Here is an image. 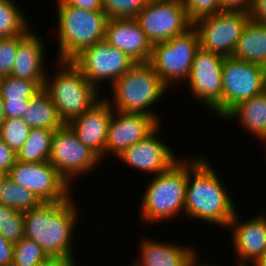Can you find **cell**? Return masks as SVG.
<instances>
[{"label":"cell","instance_id":"6da1fadb","mask_svg":"<svg viewBox=\"0 0 266 266\" xmlns=\"http://www.w3.org/2000/svg\"><path fill=\"white\" fill-rule=\"evenodd\" d=\"M214 169L205 157L188 159L185 216L225 228L237 209Z\"/></svg>","mask_w":266,"mask_h":266},{"label":"cell","instance_id":"7a4b0ae2","mask_svg":"<svg viewBox=\"0 0 266 266\" xmlns=\"http://www.w3.org/2000/svg\"><path fill=\"white\" fill-rule=\"evenodd\" d=\"M73 199L42 202L24 213V237L31 239L49 258H74L72 241L79 219Z\"/></svg>","mask_w":266,"mask_h":266},{"label":"cell","instance_id":"3957f363","mask_svg":"<svg viewBox=\"0 0 266 266\" xmlns=\"http://www.w3.org/2000/svg\"><path fill=\"white\" fill-rule=\"evenodd\" d=\"M153 177L141 197L142 221L152 224L166 222L185 214L188 158L179 159L167 171Z\"/></svg>","mask_w":266,"mask_h":266},{"label":"cell","instance_id":"277c9868","mask_svg":"<svg viewBox=\"0 0 266 266\" xmlns=\"http://www.w3.org/2000/svg\"><path fill=\"white\" fill-rule=\"evenodd\" d=\"M111 86L113 92L111 98L114 99L112 101L108 96L106 99L113 110L146 114L161 123V119H158L160 117H157L156 112L150 106L157 103L158 98L163 97L169 88L149 63L134 64Z\"/></svg>","mask_w":266,"mask_h":266},{"label":"cell","instance_id":"5b68a950","mask_svg":"<svg viewBox=\"0 0 266 266\" xmlns=\"http://www.w3.org/2000/svg\"><path fill=\"white\" fill-rule=\"evenodd\" d=\"M56 64L58 71L52 74L53 78L47 74L43 89L56 106L60 119L68 124L101 99L100 90L71 61L57 60Z\"/></svg>","mask_w":266,"mask_h":266},{"label":"cell","instance_id":"8992f818","mask_svg":"<svg viewBox=\"0 0 266 266\" xmlns=\"http://www.w3.org/2000/svg\"><path fill=\"white\" fill-rule=\"evenodd\" d=\"M57 60L71 61L78 53L104 40L108 16L104 11H91L70 5H58Z\"/></svg>","mask_w":266,"mask_h":266},{"label":"cell","instance_id":"52a82bcc","mask_svg":"<svg viewBox=\"0 0 266 266\" xmlns=\"http://www.w3.org/2000/svg\"><path fill=\"white\" fill-rule=\"evenodd\" d=\"M199 48V35L192 26L185 33L171 40L153 44L149 64L163 83L171 89L170 86L172 83L174 86V82L185 81L187 83L195 54Z\"/></svg>","mask_w":266,"mask_h":266},{"label":"cell","instance_id":"ba28073f","mask_svg":"<svg viewBox=\"0 0 266 266\" xmlns=\"http://www.w3.org/2000/svg\"><path fill=\"white\" fill-rule=\"evenodd\" d=\"M266 90V70L247 61L226 57L222 66V118L239 103Z\"/></svg>","mask_w":266,"mask_h":266},{"label":"cell","instance_id":"9c48e42d","mask_svg":"<svg viewBox=\"0 0 266 266\" xmlns=\"http://www.w3.org/2000/svg\"><path fill=\"white\" fill-rule=\"evenodd\" d=\"M48 161L70 185H73L75 178L88 174L102 162L93 150L78 139L68 124L54 131Z\"/></svg>","mask_w":266,"mask_h":266},{"label":"cell","instance_id":"30bf717a","mask_svg":"<svg viewBox=\"0 0 266 266\" xmlns=\"http://www.w3.org/2000/svg\"><path fill=\"white\" fill-rule=\"evenodd\" d=\"M135 20L152 45L171 40L193 26L182 0H150Z\"/></svg>","mask_w":266,"mask_h":266},{"label":"cell","instance_id":"8fae6325","mask_svg":"<svg viewBox=\"0 0 266 266\" xmlns=\"http://www.w3.org/2000/svg\"><path fill=\"white\" fill-rule=\"evenodd\" d=\"M250 14L219 12L198 19L193 27L199 35L200 48L224 58L232 57Z\"/></svg>","mask_w":266,"mask_h":266},{"label":"cell","instance_id":"7c38bea8","mask_svg":"<svg viewBox=\"0 0 266 266\" xmlns=\"http://www.w3.org/2000/svg\"><path fill=\"white\" fill-rule=\"evenodd\" d=\"M7 175L42 202H62L73 197L72 186L49 161L28 163L17 160Z\"/></svg>","mask_w":266,"mask_h":266},{"label":"cell","instance_id":"4fadbf2b","mask_svg":"<svg viewBox=\"0 0 266 266\" xmlns=\"http://www.w3.org/2000/svg\"><path fill=\"white\" fill-rule=\"evenodd\" d=\"M71 62L97 89L100 88L103 80L110 81L112 85L136 64L126 53L111 46L105 40L85 48Z\"/></svg>","mask_w":266,"mask_h":266},{"label":"cell","instance_id":"5bb4252c","mask_svg":"<svg viewBox=\"0 0 266 266\" xmlns=\"http://www.w3.org/2000/svg\"><path fill=\"white\" fill-rule=\"evenodd\" d=\"M223 60L224 57L199 48L188 78L194 98L220 117H222Z\"/></svg>","mask_w":266,"mask_h":266},{"label":"cell","instance_id":"9a60e30c","mask_svg":"<svg viewBox=\"0 0 266 266\" xmlns=\"http://www.w3.org/2000/svg\"><path fill=\"white\" fill-rule=\"evenodd\" d=\"M160 125L141 141L125 149L117 158L137 171L155 175L167 171L181 158L176 157L171 147L157 138Z\"/></svg>","mask_w":266,"mask_h":266},{"label":"cell","instance_id":"2e32d148","mask_svg":"<svg viewBox=\"0 0 266 266\" xmlns=\"http://www.w3.org/2000/svg\"><path fill=\"white\" fill-rule=\"evenodd\" d=\"M160 123L142 113L113 111L108 127L105 156L109 152L118 157L125 149L141 141Z\"/></svg>","mask_w":266,"mask_h":266},{"label":"cell","instance_id":"e0dca14e","mask_svg":"<svg viewBox=\"0 0 266 266\" xmlns=\"http://www.w3.org/2000/svg\"><path fill=\"white\" fill-rule=\"evenodd\" d=\"M236 212L226 229L232 232V244L237 257V266H250L266 253V216L259 214L248 220H240Z\"/></svg>","mask_w":266,"mask_h":266},{"label":"cell","instance_id":"ac0fdd59","mask_svg":"<svg viewBox=\"0 0 266 266\" xmlns=\"http://www.w3.org/2000/svg\"><path fill=\"white\" fill-rule=\"evenodd\" d=\"M104 40L136 63H149L152 43L135 18H108Z\"/></svg>","mask_w":266,"mask_h":266},{"label":"cell","instance_id":"d6986e66","mask_svg":"<svg viewBox=\"0 0 266 266\" xmlns=\"http://www.w3.org/2000/svg\"><path fill=\"white\" fill-rule=\"evenodd\" d=\"M113 111L111 104L102 97L87 112L68 123L78 139L93 150L101 160L105 158L108 127Z\"/></svg>","mask_w":266,"mask_h":266},{"label":"cell","instance_id":"ffe728a7","mask_svg":"<svg viewBox=\"0 0 266 266\" xmlns=\"http://www.w3.org/2000/svg\"><path fill=\"white\" fill-rule=\"evenodd\" d=\"M140 257L130 266H188L197 255L193 247L143 239L140 242Z\"/></svg>","mask_w":266,"mask_h":266},{"label":"cell","instance_id":"44dd1931","mask_svg":"<svg viewBox=\"0 0 266 266\" xmlns=\"http://www.w3.org/2000/svg\"><path fill=\"white\" fill-rule=\"evenodd\" d=\"M45 46L43 39L29 31L19 42L11 72L12 77L31 81H45L47 70L43 67Z\"/></svg>","mask_w":266,"mask_h":266},{"label":"cell","instance_id":"7402d4cb","mask_svg":"<svg viewBox=\"0 0 266 266\" xmlns=\"http://www.w3.org/2000/svg\"><path fill=\"white\" fill-rule=\"evenodd\" d=\"M232 58L266 68V24L250 18L238 39Z\"/></svg>","mask_w":266,"mask_h":266},{"label":"cell","instance_id":"603a6c76","mask_svg":"<svg viewBox=\"0 0 266 266\" xmlns=\"http://www.w3.org/2000/svg\"><path fill=\"white\" fill-rule=\"evenodd\" d=\"M224 118L226 120L236 118L244 130L255 135L263 143L266 138V90L249 100L242 101Z\"/></svg>","mask_w":266,"mask_h":266},{"label":"cell","instance_id":"cb8c5ba5","mask_svg":"<svg viewBox=\"0 0 266 266\" xmlns=\"http://www.w3.org/2000/svg\"><path fill=\"white\" fill-rule=\"evenodd\" d=\"M21 118L31 128L57 130L64 125L58 115L56 106L43 88L30 99L29 105Z\"/></svg>","mask_w":266,"mask_h":266},{"label":"cell","instance_id":"d4e9b609","mask_svg":"<svg viewBox=\"0 0 266 266\" xmlns=\"http://www.w3.org/2000/svg\"><path fill=\"white\" fill-rule=\"evenodd\" d=\"M54 131L38 127L32 128L27 141L17 152V160L28 163L48 161Z\"/></svg>","mask_w":266,"mask_h":266},{"label":"cell","instance_id":"484cf974","mask_svg":"<svg viewBox=\"0 0 266 266\" xmlns=\"http://www.w3.org/2000/svg\"><path fill=\"white\" fill-rule=\"evenodd\" d=\"M41 203L42 201L33 192L13 182L7 174L1 178L0 204L25 212Z\"/></svg>","mask_w":266,"mask_h":266},{"label":"cell","instance_id":"4316f807","mask_svg":"<svg viewBox=\"0 0 266 266\" xmlns=\"http://www.w3.org/2000/svg\"><path fill=\"white\" fill-rule=\"evenodd\" d=\"M13 0H0V38L27 34L30 25Z\"/></svg>","mask_w":266,"mask_h":266},{"label":"cell","instance_id":"83f0119b","mask_svg":"<svg viewBox=\"0 0 266 266\" xmlns=\"http://www.w3.org/2000/svg\"><path fill=\"white\" fill-rule=\"evenodd\" d=\"M45 81H31L12 76H4L0 95L3 100H30L44 86Z\"/></svg>","mask_w":266,"mask_h":266},{"label":"cell","instance_id":"f1b7e54d","mask_svg":"<svg viewBox=\"0 0 266 266\" xmlns=\"http://www.w3.org/2000/svg\"><path fill=\"white\" fill-rule=\"evenodd\" d=\"M49 257L37 242L23 237L14 244L12 266H39Z\"/></svg>","mask_w":266,"mask_h":266},{"label":"cell","instance_id":"f546056e","mask_svg":"<svg viewBox=\"0 0 266 266\" xmlns=\"http://www.w3.org/2000/svg\"><path fill=\"white\" fill-rule=\"evenodd\" d=\"M31 129L22 118H6L0 126V137L17 153L27 141Z\"/></svg>","mask_w":266,"mask_h":266},{"label":"cell","instance_id":"4dcf8cb0","mask_svg":"<svg viewBox=\"0 0 266 266\" xmlns=\"http://www.w3.org/2000/svg\"><path fill=\"white\" fill-rule=\"evenodd\" d=\"M150 0H102L108 18H135Z\"/></svg>","mask_w":266,"mask_h":266},{"label":"cell","instance_id":"1f68e13d","mask_svg":"<svg viewBox=\"0 0 266 266\" xmlns=\"http://www.w3.org/2000/svg\"><path fill=\"white\" fill-rule=\"evenodd\" d=\"M0 234L9 242L15 244L19 242L25 234L24 213L6 206L4 212L3 226Z\"/></svg>","mask_w":266,"mask_h":266},{"label":"cell","instance_id":"d6a6232c","mask_svg":"<svg viewBox=\"0 0 266 266\" xmlns=\"http://www.w3.org/2000/svg\"><path fill=\"white\" fill-rule=\"evenodd\" d=\"M26 34L16 35L13 37L0 38V75H11L15 56L17 53L18 42Z\"/></svg>","mask_w":266,"mask_h":266},{"label":"cell","instance_id":"836d02e7","mask_svg":"<svg viewBox=\"0 0 266 266\" xmlns=\"http://www.w3.org/2000/svg\"><path fill=\"white\" fill-rule=\"evenodd\" d=\"M182 2L192 23L200 18L221 12L219 0H182Z\"/></svg>","mask_w":266,"mask_h":266},{"label":"cell","instance_id":"e575fe53","mask_svg":"<svg viewBox=\"0 0 266 266\" xmlns=\"http://www.w3.org/2000/svg\"><path fill=\"white\" fill-rule=\"evenodd\" d=\"M254 0H219L221 12H241L251 14Z\"/></svg>","mask_w":266,"mask_h":266},{"label":"cell","instance_id":"d590c367","mask_svg":"<svg viewBox=\"0 0 266 266\" xmlns=\"http://www.w3.org/2000/svg\"><path fill=\"white\" fill-rule=\"evenodd\" d=\"M16 161L17 153L0 137V171L3 174H8Z\"/></svg>","mask_w":266,"mask_h":266},{"label":"cell","instance_id":"8d00e7d4","mask_svg":"<svg viewBox=\"0 0 266 266\" xmlns=\"http://www.w3.org/2000/svg\"><path fill=\"white\" fill-rule=\"evenodd\" d=\"M30 100H3L6 118H21Z\"/></svg>","mask_w":266,"mask_h":266},{"label":"cell","instance_id":"74e56055","mask_svg":"<svg viewBox=\"0 0 266 266\" xmlns=\"http://www.w3.org/2000/svg\"><path fill=\"white\" fill-rule=\"evenodd\" d=\"M57 5H70L91 11H103L102 0H57Z\"/></svg>","mask_w":266,"mask_h":266},{"label":"cell","instance_id":"f35d334b","mask_svg":"<svg viewBox=\"0 0 266 266\" xmlns=\"http://www.w3.org/2000/svg\"><path fill=\"white\" fill-rule=\"evenodd\" d=\"M14 244L0 234V266H12Z\"/></svg>","mask_w":266,"mask_h":266},{"label":"cell","instance_id":"ab89813d","mask_svg":"<svg viewBox=\"0 0 266 266\" xmlns=\"http://www.w3.org/2000/svg\"><path fill=\"white\" fill-rule=\"evenodd\" d=\"M250 18L266 24V0H254Z\"/></svg>","mask_w":266,"mask_h":266},{"label":"cell","instance_id":"60d3db41","mask_svg":"<svg viewBox=\"0 0 266 266\" xmlns=\"http://www.w3.org/2000/svg\"><path fill=\"white\" fill-rule=\"evenodd\" d=\"M75 258L51 257L39 266H76Z\"/></svg>","mask_w":266,"mask_h":266},{"label":"cell","instance_id":"b9f144b4","mask_svg":"<svg viewBox=\"0 0 266 266\" xmlns=\"http://www.w3.org/2000/svg\"><path fill=\"white\" fill-rule=\"evenodd\" d=\"M5 119H6V117H5L4 103H3V99L0 95V126Z\"/></svg>","mask_w":266,"mask_h":266},{"label":"cell","instance_id":"7bdbcfd3","mask_svg":"<svg viewBox=\"0 0 266 266\" xmlns=\"http://www.w3.org/2000/svg\"><path fill=\"white\" fill-rule=\"evenodd\" d=\"M198 254L192 259V261L189 263V265L188 266H215V265H211V264H200L197 260H198ZM216 266H218V265H216Z\"/></svg>","mask_w":266,"mask_h":266},{"label":"cell","instance_id":"ee69618b","mask_svg":"<svg viewBox=\"0 0 266 266\" xmlns=\"http://www.w3.org/2000/svg\"><path fill=\"white\" fill-rule=\"evenodd\" d=\"M253 266H266V253H264Z\"/></svg>","mask_w":266,"mask_h":266},{"label":"cell","instance_id":"f6af8a7d","mask_svg":"<svg viewBox=\"0 0 266 266\" xmlns=\"http://www.w3.org/2000/svg\"><path fill=\"white\" fill-rule=\"evenodd\" d=\"M4 212H6V206L3 204H0V228H2L3 226Z\"/></svg>","mask_w":266,"mask_h":266},{"label":"cell","instance_id":"bcb514c9","mask_svg":"<svg viewBox=\"0 0 266 266\" xmlns=\"http://www.w3.org/2000/svg\"><path fill=\"white\" fill-rule=\"evenodd\" d=\"M3 76L0 75V90H1V83H2Z\"/></svg>","mask_w":266,"mask_h":266},{"label":"cell","instance_id":"7dc6e473","mask_svg":"<svg viewBox=\"0 0 266 266\" xmlns=\"http://www.w3.org/2000/svg\"><path fill=\"white\" fill-rule=\"evenodd\" d=\"M5 174H3L1 171H0V180L1 178L4 176Z\"/></svg>","mask_w":266,"mask_h":266}]
</instances>
